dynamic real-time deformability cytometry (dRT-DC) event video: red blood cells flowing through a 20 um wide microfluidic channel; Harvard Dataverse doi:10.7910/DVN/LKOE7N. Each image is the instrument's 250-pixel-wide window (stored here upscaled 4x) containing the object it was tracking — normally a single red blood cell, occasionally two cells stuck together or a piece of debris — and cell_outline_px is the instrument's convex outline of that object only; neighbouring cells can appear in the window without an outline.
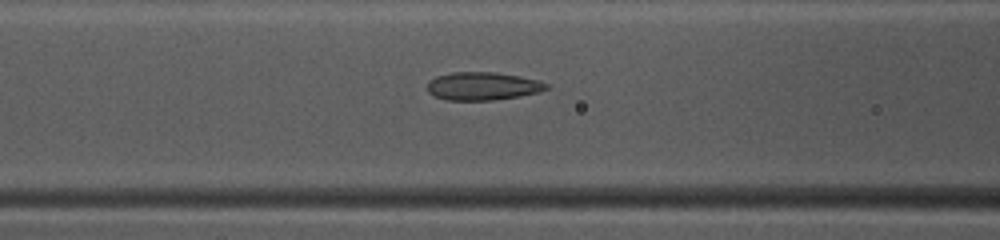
{"species": "common noctule bat (a hibernating species)", "species_latin": "Nyctalus noctula", "temperature_condition": "warm", "stored_images_in_passage": 40, "camera_frame_rate_fps": 3000, "um_per_image_px": 0.085, "animal": {"sex": "female", "body_mass_g": 10.0, "forearm_length_mm": 53.1}, "frame": {"image": 1, "passage_image": 12, "time_ms": 3.667, "image_size_px": [1000, 240], "cell_outline_px": [[548, 88], [540, 92], [520, 96], [492, 100], [444, 100], [432, 96], [428, 92], [428, 80], [436, 76], [452, 72], [496, 72], [520, 76], [540, 80], [548, 84]], "centroid_in_image_um": [41.02, 7.32], "position_along_channel_um": 125.6, "area_um2": 19.71}}
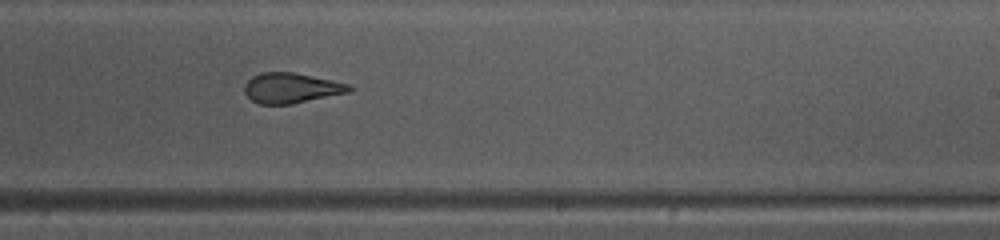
{"frame": {"image": 2, "passage_image": 22, "time_ms": 7.0, "image_size_px": [1000, 240], "cell_outline_px": [[352, 92], [292, 104], [260, 104], [252, 100], [244, 92], [244, 84], [252, 76], [260, 72], [296, 72], [352, 84]], "centroid_in_image_um": [24.8, 7.47], "position_along_channel_um": 264.2, "area_um2": 18.79}}
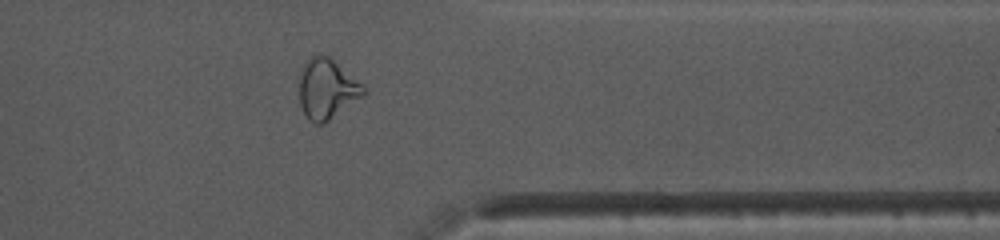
{"frame": {"image": 3, "passage_image": 31, "time_ms": 10.0, "image_size_px": [1000, 240], "cell_outline_px": [[368, 92], [324, 124], [316, 124], [308, 120], [300, 104], [300, 72], [304, 64], [316, 52], [320, 52], [328, 56], [368, 88]], "centroid_in_image_um": [27.8, 7.55], "position_along_channel_um": 383.6, "area_um2": 22.6}, "authors_computed_cell_mechanics": {"area_um2": 20.0855, "velocity_mm_per_s": 4.1681, "shape_relaxation_time_tau1_ms": null, "shape_relaxation_time_tau2_ms": 1.1341, "deformation_change_tau1": null, "deformation_change_tau2": 0.0785}}